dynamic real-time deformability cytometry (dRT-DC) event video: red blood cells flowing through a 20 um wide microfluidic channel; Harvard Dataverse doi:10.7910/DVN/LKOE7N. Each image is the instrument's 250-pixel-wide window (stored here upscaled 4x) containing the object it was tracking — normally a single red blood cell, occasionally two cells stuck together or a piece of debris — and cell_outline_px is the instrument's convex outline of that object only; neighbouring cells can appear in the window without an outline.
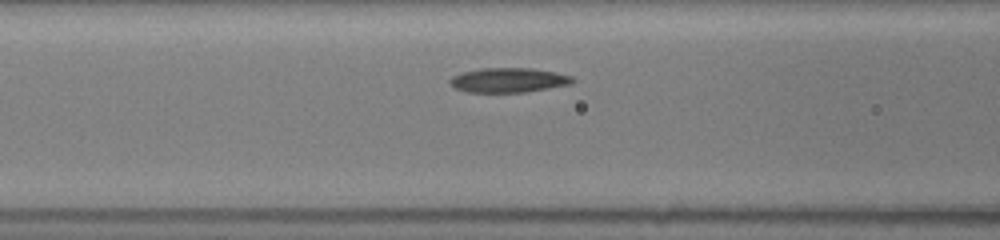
{"species": "common noctule bat (a hibernating species)", "species_latin": "Nyctalus noctula", "temperature_condition": "room temperature", "stored_images_in_passage": 10, "camera_frame_rate_fps": 3000, "um_per_image_px": 0.085, "animal": {"sex": "female", "body_mass_g": 19.5, "forearm_length_mm": 54.1}, "frame": {"image": 1, "passage_image": 7, "time_ms": 1.333, "image_size_px": [1000, 240], "cell_outline_px": [[576, 80], [568, 84], [548, 88], [524, 92], [468, 92], [456, 88], [448, 84], [448, 80], [452, 76], [464, 72], [480, 68], [532, 68], [556, 72], [572, 76]], "centroid_in_image_um": [43.2, 6.8], "position_along_channel_um": 123.4, "area_um2": 17.51}}